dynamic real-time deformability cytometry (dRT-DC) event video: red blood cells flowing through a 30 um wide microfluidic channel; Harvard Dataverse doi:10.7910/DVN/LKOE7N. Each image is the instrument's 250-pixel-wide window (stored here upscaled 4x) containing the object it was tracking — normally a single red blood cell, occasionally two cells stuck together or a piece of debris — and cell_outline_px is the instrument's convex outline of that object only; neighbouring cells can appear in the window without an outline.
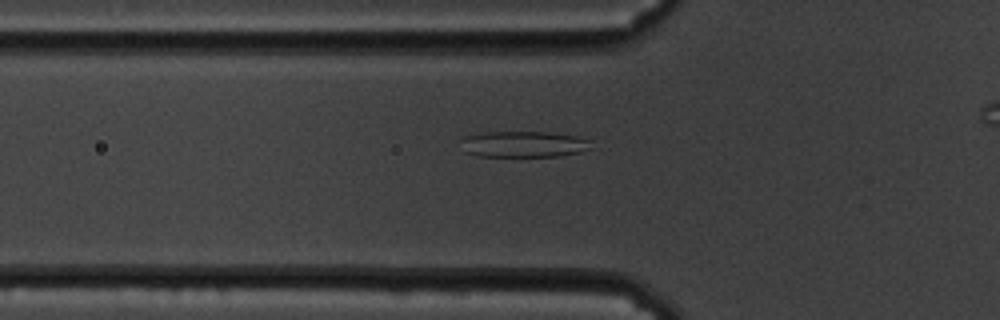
{"species": "common noctule bat (a hibernating species)", "species_latin": "Nyctalus noctula", "temperature_condition": "cold", "stored_images_in_passage": 49, "camera_frame_rate_fps": 3000, "um_per_image_px": 0.085, "animal": {"sex": "male", "body_mass_g": 19.5, "forearm_length_mm": 54.6}, "frame": {"image": 1, "passage_image": 17, "time_ms": 5.333, "image_size_px": [1000, 320], "cell_outline_px": [[592, 148], [580, 152], [560, 156], [480, 156], [464, 152], [460, 140], [464, 136], [488, 132], [548, 132], [580, 136], [592, 140]], "centroid_in_image_um": [44.56, 12.25], "position_along_channel_um": 81.2, "area_um2": 20.06}}
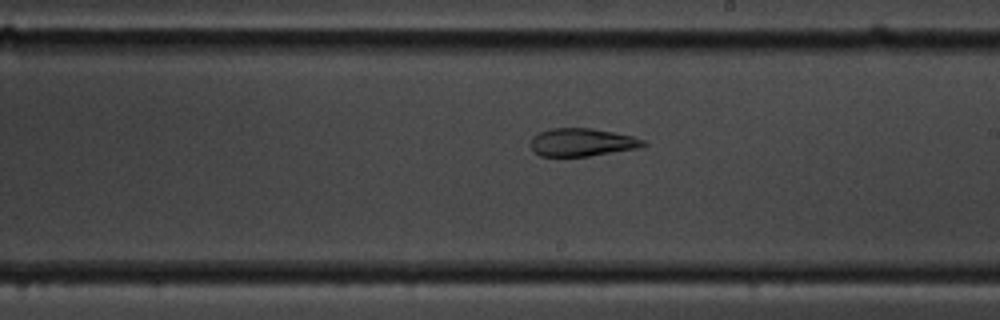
{"frame": {"image": 2, "passage_image": 31, "time_ms": 10.0, "image_size_px": [1000, 320], "cell_outline_px": [[648, 144], [640, 148], [588, 156], [540, 156], [532, 152], [532, 136], [540, 132], [552, 128], [592, 128], [632, 136], [644, 140]], "centroid_in_image_um": [49.48, 12.1], "position_along_channel_um": 239.5, "area_um2": 18.32}}
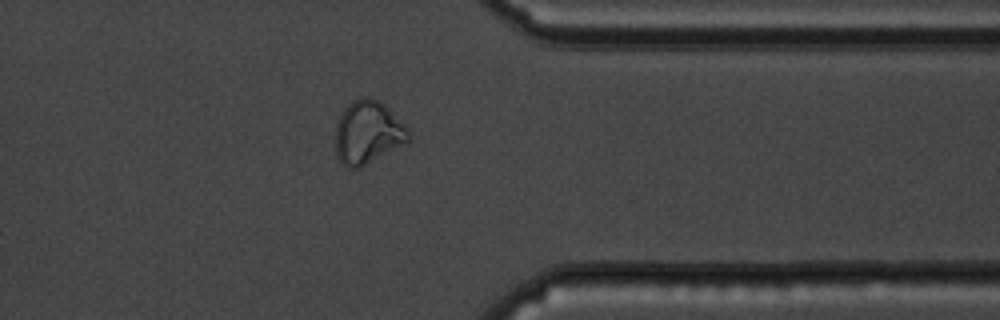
{"frame": {"image": 3, "passage_image": 44, "time_ms": 14.333, "image_size_px": [1000, 320], "cell_outline_px": [[412, 136], [408, 144], [360, 168], [348, 168], [336, 156], [336, 124], [344, 108], [352, 100], [364, 96], [376, 100], [384, 104], [412, 132]], "centroid_in_image_um": [31.31, 11.29], "position_along_channel_um": 380.1, "area_um2": 27.28}}